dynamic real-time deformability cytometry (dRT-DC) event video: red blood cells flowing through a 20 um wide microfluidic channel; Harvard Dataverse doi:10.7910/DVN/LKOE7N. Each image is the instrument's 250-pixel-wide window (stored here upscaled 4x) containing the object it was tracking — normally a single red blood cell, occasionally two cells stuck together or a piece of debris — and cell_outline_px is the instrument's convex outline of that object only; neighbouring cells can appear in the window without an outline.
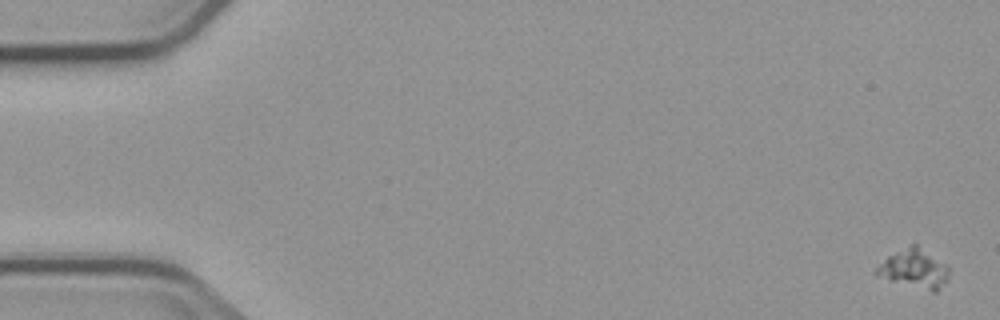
{"species": "common noctule bat (a hibernating species)", "species_latin": "Nyctalus noctula", "temperature_condition": "cold", "stored_images_in_passage": 5, "camera_frame_rate_fps": 3000, "um_per_image_px": 0.085, "animal": {"sex": "male", "body_mass_g": 23.1, "forearm_length_mm": 52.7}, "frame": {"image": 1, "passage_image": 1, "time_ms": 0.0, "image_size_px": [1000, 320], "cell_outline_px": [[948, 280], [936, 292], [932, 292], [876, 276], [876, 268], [888, 256], [912, 244], [916, 244], [948, 264]], "centroid_in_image_um": [77.76, 22.85], "position_along_channel_um": 7.2, "area_um2": 16.3}}
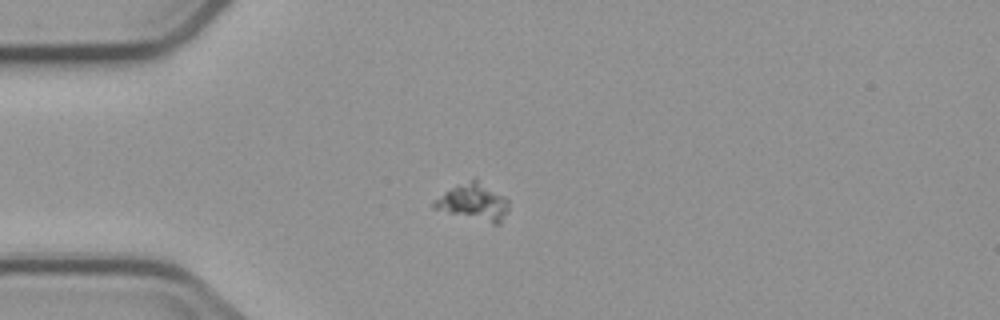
{"frame": {"image": 2, "passage_image": 5, "time_ms": 4.667, "image_size_px": [1000, 320], "cell_outline_px": [[508, 212], [500, 224], [492, 224], [432, 208], [432, 204], [444, 192], [476, 176], [504, 196], [508, 200]], "centroid_in_image_um": [40.31, 17.16], "position_along_channel_um": 44.7, "area_um2": 16.13}}